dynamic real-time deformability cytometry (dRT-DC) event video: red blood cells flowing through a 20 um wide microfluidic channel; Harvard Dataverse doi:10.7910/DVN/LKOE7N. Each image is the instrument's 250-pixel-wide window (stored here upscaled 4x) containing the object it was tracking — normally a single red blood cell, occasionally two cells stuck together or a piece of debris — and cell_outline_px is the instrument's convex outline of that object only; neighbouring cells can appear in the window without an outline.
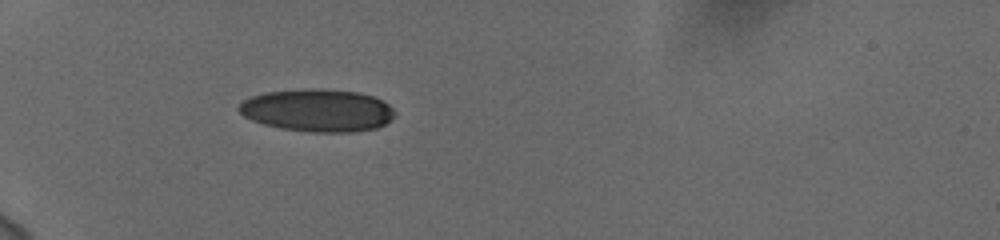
{"species": "human", "species_latin": "Homo sapiens", "temperature_condition": "cold", "stored_images_in_passage": 38, "camera_frame_rate_fps": 3000, "um_per_image_px": 0.085, "donor": {"sex": "female"}, "frame": {"image": 1, "passage_image": 1, "time_ms": 0.0, "image_size_px": [1000, 240], "cell_outline_px": [[396, 116], [392, 120], [376, 128], [352, 132], [312, 132], [280, 128], [264, 124], [252, 120], [244, 116], [236, 108], [244, 100], [252, 96], [264, 92], [304, 88], [316, 88], [356, 92], [372, 96], [384, 100], [396, 112]], "centroid_in_image_um": [27.0, 9.37], "position_along_channel_um": 58.0, "area_um2": 38.9}}
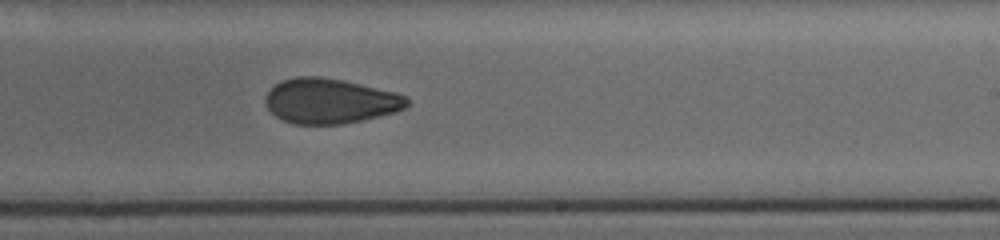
{"frame": {"image": 2, "passage_image": 19, "time_ms": 6.0, "image_size_px": [1000, 240], "cell_outline_px": [[408, 104], [404, 108], [396, 112], [344, 124], [292, 124], [276, 116], [268, 108], [264, 100], [264, 96], [280, 80], [296, 76], [320, 76], [344, 80], [396, 92], [404, 96], [408, 100]], "centroid_in_image_um": [28.04, 8.58], "position_along_channel_um": 261.0, "area_um2": 37.22}}
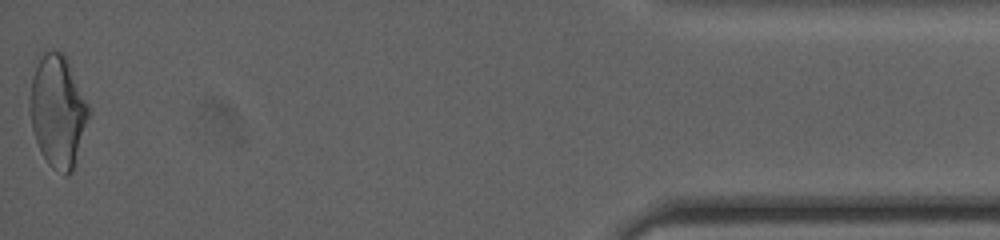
{"frame": {"image": 3, "passage_image": 38, "time_ms": 12.333, "image_size_px": [1000, 240], "cell_outline_px": [[92, 112], [72, 172], [68, 176], [64, 176], [52, 168], [48, 164], [40, 152], [32, 128], [28, 100], [32, 76], [36, 56], [44, 52], [64, 52], [68, 56], [92, 108]], "centroid_in_image_um": [4.94, 9.4], "position_along_channel_um": 430.3, "area_um2": 40.0}, "authors_computed_cell_mechanics": {"area_um2": 37.8301, "velocity_mm_per_s": 3.757, "shape_relaxation_time_tau1_ms": 7.6002, "shape_relaxation_time_tau2_ms": 2.7802, "deformation_change_tau1": 0.1681, "deformation_change_tau2": 0.0833}}